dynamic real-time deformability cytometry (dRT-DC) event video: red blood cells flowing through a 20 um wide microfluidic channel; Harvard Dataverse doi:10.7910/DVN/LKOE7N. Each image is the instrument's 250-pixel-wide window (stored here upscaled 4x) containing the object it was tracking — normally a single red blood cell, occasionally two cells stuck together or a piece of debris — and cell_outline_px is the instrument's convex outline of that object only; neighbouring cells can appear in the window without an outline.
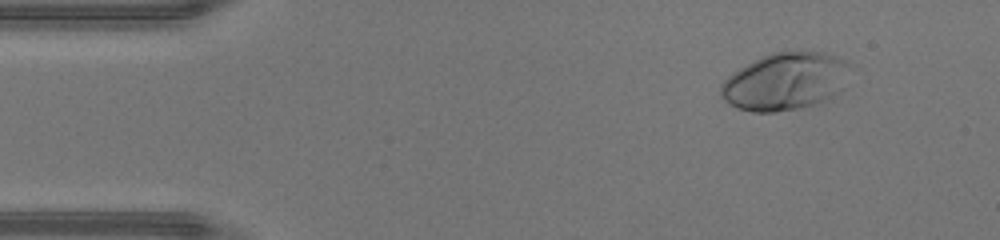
{"species": "human", "species_latin": "Homo sapiens", "temperature_condition": "warm", "stored_images_in_passage": 46, "camera_frame_rate_fps": 3000, "um_per_image_px": 0.085, "donor": {"sex": "male"}, "frame": {"image": 1, "passage_image": 5, "time_ms": 1.333, "image_size_px": [1000, 240], "cell_outline_px": [[852, 64], [844, 88], [820, 104], [800, 108], [776, 112], [752, 112], [736, 108], [724, 100], [720, 96], [720, 84], [732, 72], [760, 56], [772, 52], [788, 48], [800, 48], [824, 52], [836, 56]], "centroid_in_image_um": [66.77, 6.87], "position_along_channel_um": 18.2, "area_um2": 44.8}}
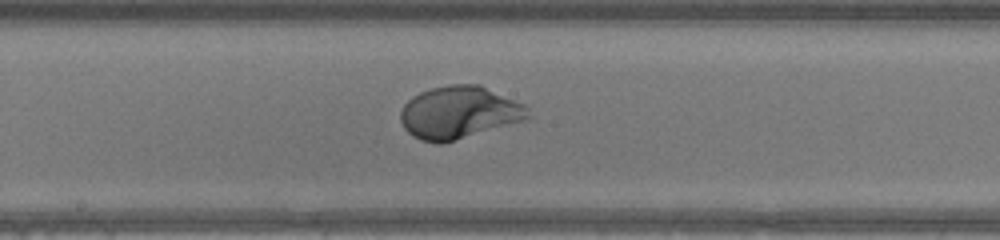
{"frame": {"image": 2, "passage_image": 24, "time_ms": 7.667, "image_size_px": [1000, 240], "cell_outline_px": [[532, 116], [528, 120], [456, 140], [440, 144], [436, 144], [420, 140], [412, 136], [404, 128], [400, 120], [400, 112], [404, 104], [412, 96], [420, 92], [432, 88], [448, 84], [480, 84], [524, 104], [528, 108]], "centroid_in_image_um": [39.04, 9.57], "position_along_channel_um": 209.2, "area_um2": 39.54}}
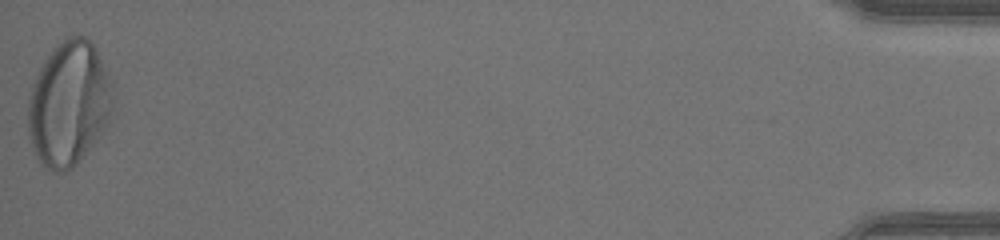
{"frame": {"image": 3, "passage_image": 46, "time_ms": 15.0, "image_size_px": [1000, 240], "cell_outline_px": [[116, 92], [112, 124], [76, 164], [72, 168], [64, 172], [52, 172], [40, 164], [36, 156], [28, 132], [28, 100], [32, 84], [44, 60], [56, 44], [64, 36], [84, 36], [96, 48]], "centroid_in_image_um": [5.91, 8.84], "position_along_channel_um": 429.3, "area_um2": 62.94}, "authors_computed_cell_mechanics": {"area_um2": 40.0265, "velocity_mm_per_s": 4.4731, "shape_relaxation_time_tau1_ms": 2.8505, "shape_relaxation_time_tau2_ms": null, "deformation_change_tau1": 0.2313, "deformation_change_tau2": null}}